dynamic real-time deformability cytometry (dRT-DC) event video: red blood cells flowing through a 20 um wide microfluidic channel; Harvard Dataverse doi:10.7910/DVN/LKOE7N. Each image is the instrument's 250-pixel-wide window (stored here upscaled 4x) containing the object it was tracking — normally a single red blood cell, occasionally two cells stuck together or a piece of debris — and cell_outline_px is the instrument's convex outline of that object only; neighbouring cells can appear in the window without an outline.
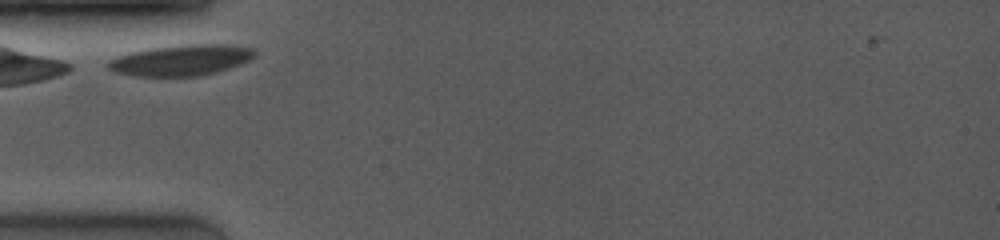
{"species": "common noctule bat (a hibernating species)", "species_latin": "Nyctalus noctula", "temperature_condition": "room temperature", "stored_images_in_passage": 2, "camera_frame_rate_fps": 4000, "um_per_image_px": 0.085, "animal": {"sex": "female", "body_mass_g": 19.0, "forearm_length_mm": 53.3}, "frame": {"image": 1, "passage_image": 1, "time_ms": 0.0, "image_size_px": [1000, 240], "cell_outline_px": [[256, 56], [240, 64], [216, 72], [200, 76], [132, 76], [116, 72], [108, 68], [108, 60], [132, 52], [152, 48], [184, 44], [220, 44], [252, 48], [256, 52]], "centroid_in_image_um": [15.4, 5.12], "position_along_channel_um": 69.6, "area_um2": 26.13}}